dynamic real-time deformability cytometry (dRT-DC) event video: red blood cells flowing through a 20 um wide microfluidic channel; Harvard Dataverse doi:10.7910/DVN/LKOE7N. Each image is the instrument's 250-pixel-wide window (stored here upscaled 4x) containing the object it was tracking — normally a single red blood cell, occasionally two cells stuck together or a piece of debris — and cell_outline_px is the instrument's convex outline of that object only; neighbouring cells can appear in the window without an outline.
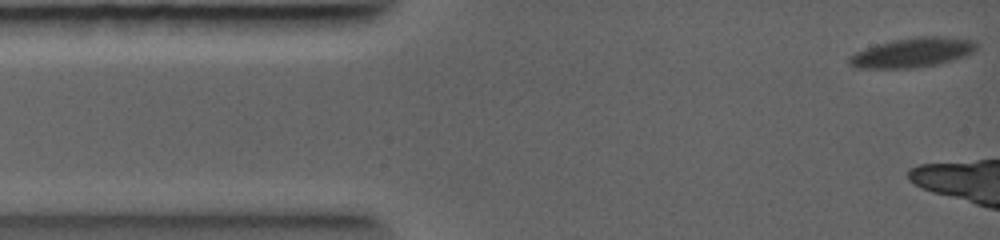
{"species": "common noctule bat (a hibernating species)", "species_latin": "Nyctalus noctula", "temperature_condition": "warm", "stored_images_in_passage": 5, "camera_frame_rate_fps": 5000, "um_per_image_px": 0.085, "animal": {"sex": "female", "body_mass_g": 19.0, "forearm_length_mm": 56.7}, "frame": {"image": 1, "passage_image": 1, "time_ms": 0.0, "image_size_px": [1000, 240], "cell_outline_px": [[976, 48], [972, 52], [964, 56], [940, 64], [916, 68], [856, 68], [848, 64], [848, 56], [856, 52], [880, 44], [912, 36], [940, 36], [976, 40]], "centroid_in_image_um": [77.57, 4.47], "position_along_channel_um": 7.4, "area_um2": 21.85}}